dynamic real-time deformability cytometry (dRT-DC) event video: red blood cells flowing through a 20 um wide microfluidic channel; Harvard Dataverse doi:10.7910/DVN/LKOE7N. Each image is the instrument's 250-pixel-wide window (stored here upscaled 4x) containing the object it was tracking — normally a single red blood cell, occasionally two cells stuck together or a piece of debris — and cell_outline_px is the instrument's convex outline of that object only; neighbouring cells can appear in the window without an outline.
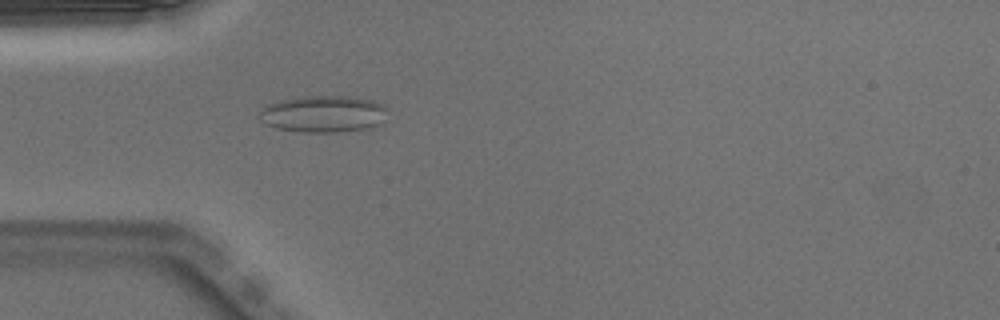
{"species": "Egyptian fruit bat (a non-hibernating species)", "species_latin": "Rousettus aegyptiacus", "temperature_condition": "warm", "stored_images_in_passage": 39, "camera_frame_rate_fps": 3000, "um_per_image_px": 0.085, "animal": {"sex": "male"}, "frame": {"image": 1, "passage_image": 3, "time_ms": 0.667, "image_size_px": [1000, 320], "cell_outline_px": [[388, 108], [384, 124], [368, 128], [336, 132], [300, 132], [276, 128], [264, 124], [260, 120], [260, 108], [268, 104], [280, 100], [300, 96], [352, 96], [372, 100], [384, 104]], "centroid_in_image_um": [27.52, 9.68], "position_along_channel_um": 57.5, "area_um2": 28.03}}
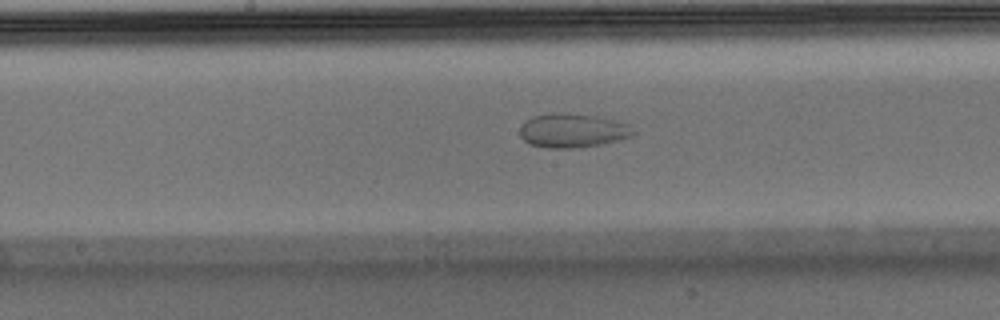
{"frame": {"image": 2, "passage_image": 14, "time_ms": 4.333, "image_size_px": [1000, 320], "cell_outline_px": [[636, 132], [632, 136], [600, 144], [572, 148], [548, 148], [528, 144], [520, 136], [520, 124], [524, 120], [532, 116], [560, 112], [596, 116], [632, 124]], "centroid_in_image_um": [48.65, 11.09], "position_along_channel_um": 199.5, "area_um2": 22.66}}
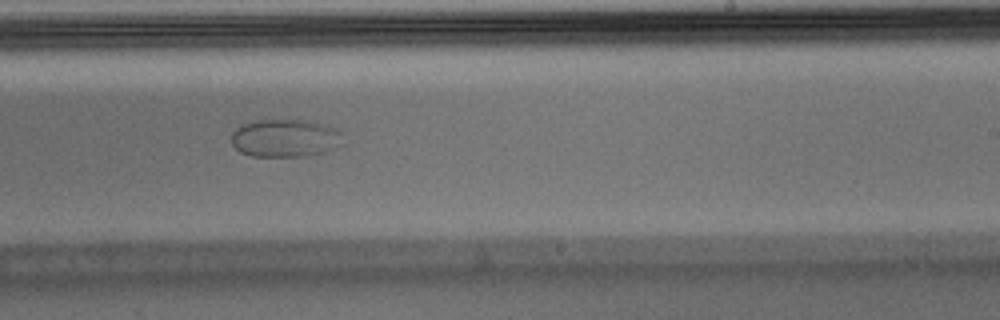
{"frame": {"image": 3, "passage_image": 19, "time_ms": 6.0, "image_size_px": [1000, 320], "cell_outline_px": [[344, 144], [336, 148], [324, 152], [304, 156], [252, 156], [240, 152], [232, 144], [232, 132], [240, 124], [260, 120], [312, 120], [340, 128], [344, 132]], "centroid_in_image_um": [24.34, 11.72], "position_along_channel_um": 264.7, "area_um2": 25.26}}